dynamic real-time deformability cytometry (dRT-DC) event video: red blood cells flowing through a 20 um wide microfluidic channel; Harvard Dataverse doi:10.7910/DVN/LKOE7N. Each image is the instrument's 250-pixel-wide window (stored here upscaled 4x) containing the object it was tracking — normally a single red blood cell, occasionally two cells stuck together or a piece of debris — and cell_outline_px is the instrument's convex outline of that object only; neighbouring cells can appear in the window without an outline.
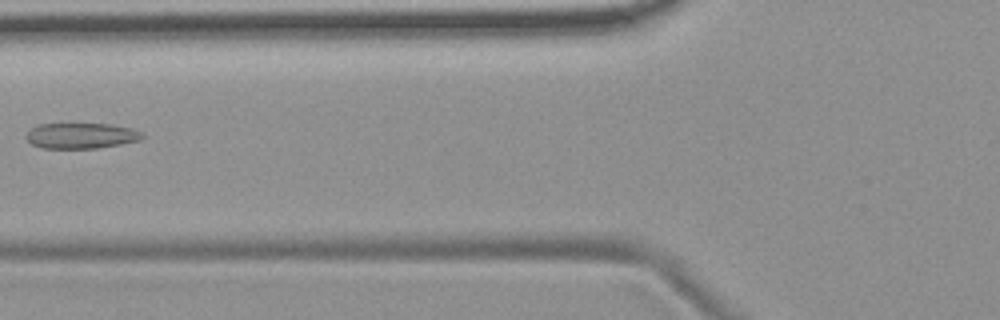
{"species": "common noctule bat (a hibernating species)", "species_latin": "Nyctalus noctula", "temperature_condition": "room temperature", "stored_images_in_passage": 3, "camera_frame_rate_fps": 3000, "um_per_image_px": 0.085, "animal": {"sex": "female", "body_mass_g": 19.9}, "frame": {"image": 1, "passage_image": 2, "time_ms": 1.333, "image_size_px": [1000, 320], "cell_outline_px": [[144, 136], [140, 140], [120, 144], [96, 148], [40, 148], [32, 144], [28, 140], [28, 132], [32, 128], [40, 124], [112, 124], [132, 128], [140, 132]], "centroid_in_image_um": [6.92, 11.53], "position_along_channel_um": 118.9, "area_um2": 17.11}}
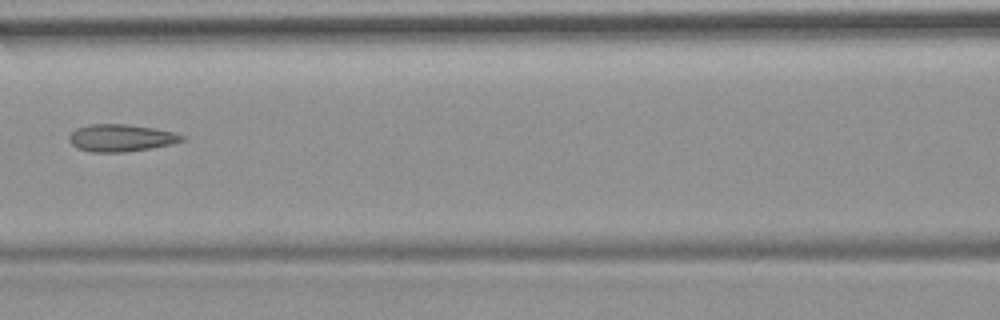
{"frame": {"image": 2, "passage_image": 3, "time_ms": 2.333, "image_size_px": [1000, 320], "cell_outline_px": [[184, 140], [172, 144], [124, 152], [92, 152], [76, 148], [68, 140], [68, 136], [76, 128], [88, 124], [128, 124], [176, 132], [184, 136]], "centroid_in_image_um": [10.25, 11.71], "position_along_channel_um": 156.3, "area_um2": 17.92}}